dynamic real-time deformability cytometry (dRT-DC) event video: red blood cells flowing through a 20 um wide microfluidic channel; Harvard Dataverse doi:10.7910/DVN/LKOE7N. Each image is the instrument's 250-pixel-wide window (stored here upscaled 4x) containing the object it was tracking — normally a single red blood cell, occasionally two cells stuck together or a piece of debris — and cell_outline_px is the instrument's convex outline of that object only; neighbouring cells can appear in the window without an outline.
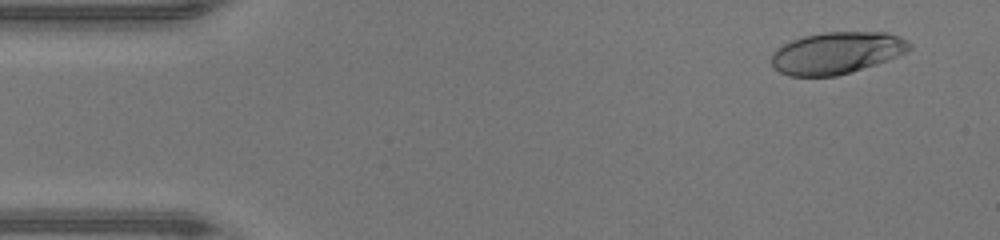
{"species": "human", "species_latin": "Homo sapiens", "temperature_condition": "warm", "stored_images_in_passage": 46, "camera_frame_rate_fps": 3000, "um_per_image_px": 0.085, "donor": {"sex": "male"}, "frame": {"image": 1, "passage_image": 3, "time_ms": 0.667, "image_size_px": [1000, 240], "cell_outline_px": [[912, 48], [896, 56], [876, 64], [836, 76], [788, 76], [780, 72], [772, 64], [772, 52], [776, 48], [792, 40], [804, 36], [824, 32], [888, 32], [900, 36], [912, 44]], "centroid_in_image_um": [71.11, 4.49], "position_along_channel_um": 13.9, "area_um2": 33.52}}
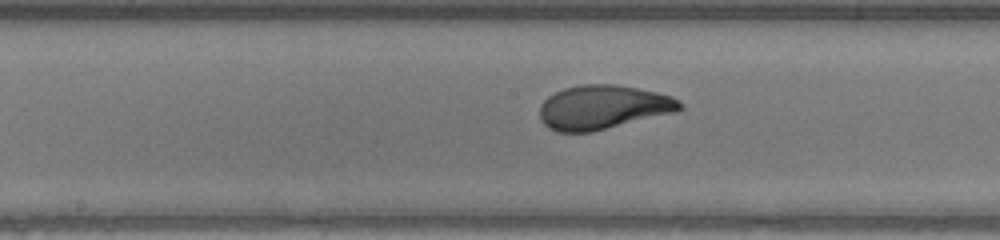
{"frame": {"image": 2, "passage_image": 23, "time_ms": 7.333, "image_size_px": [1000, 240], "cell_outline_px": [[684, 108], [676, 112], [592, 132], [556, 132], [548, 128], [540, 120], [540, 104], [548, 96], [564, 88], [584, 84], [616, 84], [656, 92], [672, 96], [680, 100], [684, 104]], "centroid_in_image_um": [51.26, 9.12], "position_along_channel_um": 196.9, "area_um2": 36.24}}
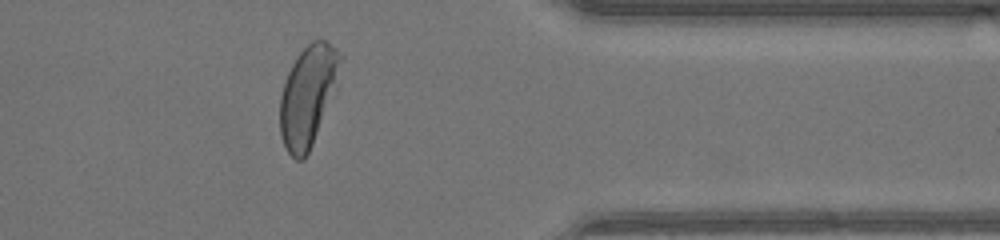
{"frame": {"image": 3, "passage_image": 37, "time_ms": 12.0, "image_size_px": [1000, 240], "cell_outline_px": [[344, 56], [336, 92], [312, 144], [304, 160], [296, 160], [288, 152], [280, 136], [280, 96], [288, 72], [292, 64], [300, 52], [312, 40], [324, 40], [336, 48]], "centroid_in_image_um": [26.21, 8.12], "position_along_channel_um": 385.2, "area_um2": 35.66}, "authors_computed_cell_mechanics": {"area_um2": 35.547, "velocity_mm_per_s": 4.4288, "shape_relaxation_time_tau1_ms": 3.7845, "shape_relaxation_time_tau2_ms": null, "deformation_change_tau1": 0.2221, "deformation_change_tau2": null}}